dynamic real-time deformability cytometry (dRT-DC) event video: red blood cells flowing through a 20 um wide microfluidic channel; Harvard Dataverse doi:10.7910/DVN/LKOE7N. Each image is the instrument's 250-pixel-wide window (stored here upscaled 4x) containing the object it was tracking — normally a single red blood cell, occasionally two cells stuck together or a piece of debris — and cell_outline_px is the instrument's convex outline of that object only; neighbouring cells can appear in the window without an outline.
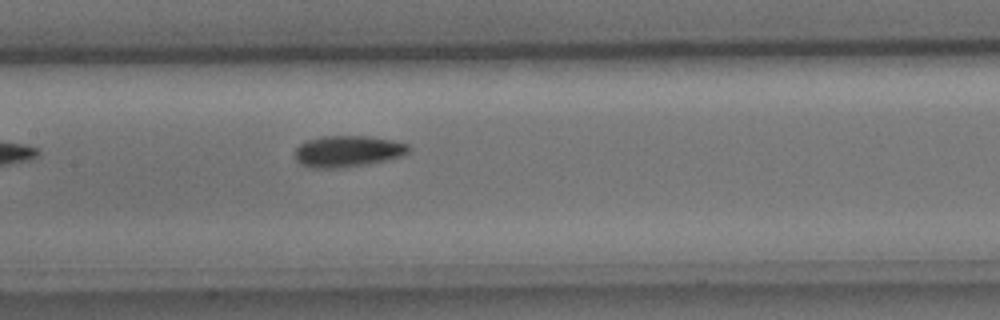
{"species": "common noctule bat (a hibernating species)", "species_latin": "Nyctalus noctula", "temperature_condition": "cold", "stored_images_in_passage": 8, "camera_frame_rate_fps": 3000, "um_per_image_px": 0.085, "animal": {"sex": "male", "body_mass_g": 15.6}, "frame": {"image": 1, "passage_image": 8, "time_ms": 2.333, "image_size_px": [1000, 320], "cell_outline_px": [[412, 148], [408, 152], [400, 156], [388, 160], [344, 168], [308, 168], [300, 164], [296, 160], [292, 152], [300, 144], [308, 140], [324, 136], [368, 136], [392, 140], [408, 144]], "centroid_in_image_um": [29.52, 12.87], "position_along_channel_um": 177.9, "area_um2": 21.04}}